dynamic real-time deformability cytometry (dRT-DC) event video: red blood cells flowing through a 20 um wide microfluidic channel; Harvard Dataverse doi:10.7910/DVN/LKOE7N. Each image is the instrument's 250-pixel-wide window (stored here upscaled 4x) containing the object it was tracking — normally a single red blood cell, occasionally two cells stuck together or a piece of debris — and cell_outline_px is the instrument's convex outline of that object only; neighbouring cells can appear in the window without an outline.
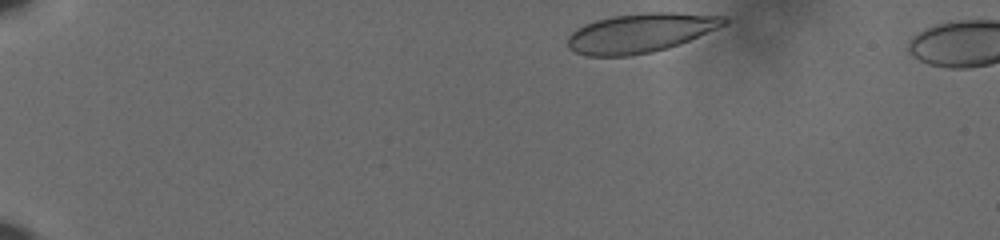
{"species": "human", "species_latin": "Homo sapiens", "temperature_condition": "cold", "stored_images_in_passage": 44, "camera_frame_rate_fps": 3000, "um_per_image_px": 0.085, "donor": {"sex": "male"}, "frame": {"image": 1, "passage_image": 1, "time_ms": 0.0, "image_size_px": [1000, 240], "cell_outline_px": [[728, 24], [680, 44], [668, 48], [652, 52], [628, 56], [588, 56], [576, 52], [568, 48], [568, 36], [576, 28], [584, 24], [596, 20], [612, 16], [644, 12], [676, 12], [728, 16]], "centroid_in_image_um": [54.47, 2.79], "position_along_channel_um": 30.5, "area_um2": 36.07}}
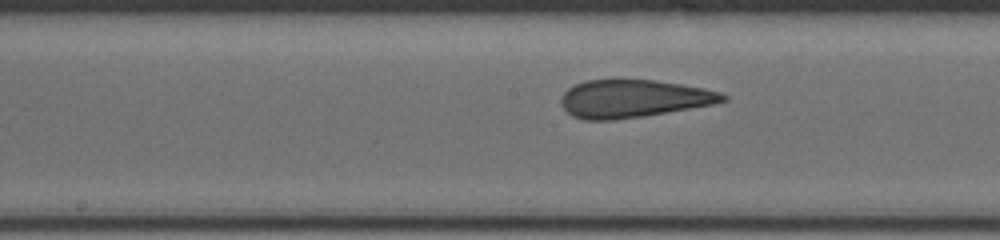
{"frame": {"image": 2, "passage_image": 23, "time_ms": 7.333, "image_size_px": [1000, 240], "cell_outline_px": [[728, 100], [716, 104], [644, 116], [616, 120], [584, 120], [572, 116], [560, 104], [560, 96], [568, 88], [584, 80], [616, 76], [652, 80], [680, 84], [704, 88], [720, 92], [728, 96]], "centroid_in_image_um": [53.8, 8.35], "position_along_channel_um": 194.4, "area_um2": 36.76}}
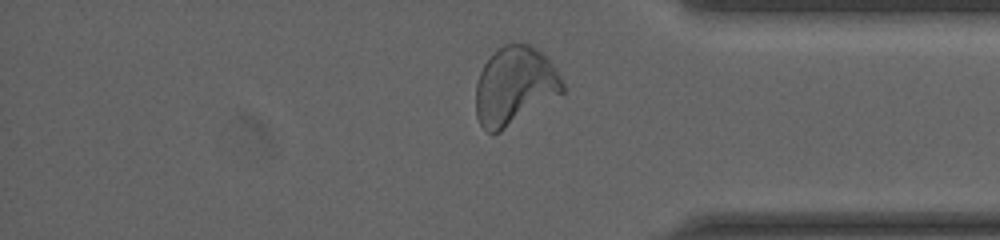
{"frame": {"image": 3, "passage_image": 40, "time_ms": 13.0, "image_size_px": [1000, 240], "cell_outline_px": [[564, 92], [500, 132], [492, 136], [480, 124], [476, 116], [476, 84], [480, 72], [484, 64], [496, 48], [504, 44], [528, 44], [536, 48], [556, 68], [564, 84]], "centroid_in_image_um": [43.72, 7.31], "position_along_channel_um": 391.5, "area_um2": 39.48}, "authors_computed_cell_mechanics": {"area_um2": 36.2406, "velocity_mm_per_s": 3.6243, "shape_relaxation_time_tau1_ms": null, "shape_relaxation_time_tau2_ms": 0.9789, "deformation_change_tau1": null, "deformation_change_tau2": 0.0795}}